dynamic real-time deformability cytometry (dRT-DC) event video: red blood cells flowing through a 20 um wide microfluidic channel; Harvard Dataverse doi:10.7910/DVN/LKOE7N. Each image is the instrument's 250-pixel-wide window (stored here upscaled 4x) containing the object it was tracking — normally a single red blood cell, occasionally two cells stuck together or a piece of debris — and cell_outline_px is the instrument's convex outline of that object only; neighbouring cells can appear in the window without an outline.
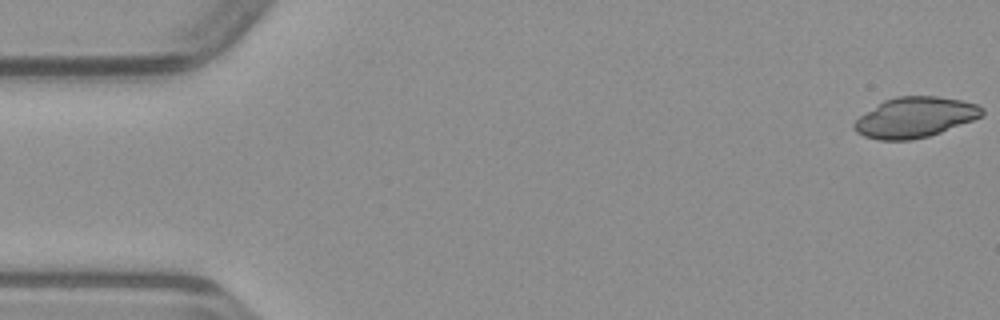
{"species": "common noctule bat (a hibernating species)", "species_latin": "Nyctalus noctula", "temperature_condition": "warm", "stored_images_in_passage": 49, "camera_frame_rate_fps": 3000, "um_per_image_px": 0.085, "animal": {"sex": "male", "body_mass_g": 23.1, "forearm_length_mm": 52.7}, "frame": {"image": 1, "passage_image": 1, "time_ms": 0.0, "image_size_px": [1000, 320], "cell_outline_px": [[984, 112], [980, 116], [972, 120], [940, 132], [928, 136], [912, 140], [880, 140], [864, 136], [856, 132], [852, 128], [852, 124], [860, 116], [884, 100], [896, 96], [936, 96], [960, 100], [976, 104], [984, 108]], "centroid_in_image_um": [77.74, 9.97], "position_along_channel_um": 7.3, "area_um2": 29.82}}